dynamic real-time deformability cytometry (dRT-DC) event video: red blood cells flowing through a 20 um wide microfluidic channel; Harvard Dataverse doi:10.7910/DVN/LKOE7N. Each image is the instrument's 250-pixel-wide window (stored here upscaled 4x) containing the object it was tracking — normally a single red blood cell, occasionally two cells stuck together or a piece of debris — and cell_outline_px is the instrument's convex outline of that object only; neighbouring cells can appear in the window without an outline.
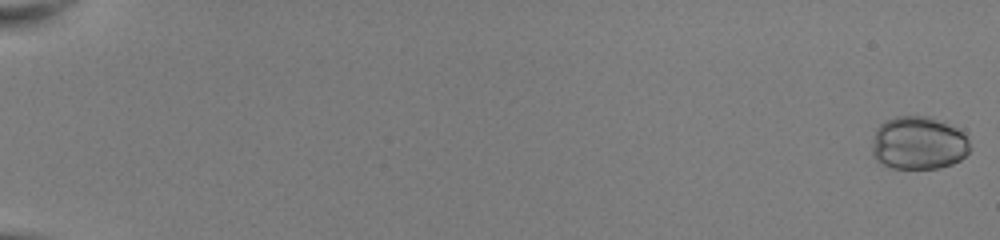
{"species": "common noctule bat (a hibernating species)", "species_latin": "Nyctalus noctula", "temperature_condition": "room temperature", "stored_images_in_passage": 53, "camera_frame_rate_fps": 3000, "um_per_image_px": 0.085, "animal": {"sex": "female", "body_mass_g": 22.0, "forearm_length_mm": 56.7}, "frame": {"image": 1, "passage_image": 1, "time_ms": 0.0, "image_size_px": [1000, 240], "cell_outline_px": [[968, 152], [960, 160], [952, 164], [940, 168], [892, 168], [880, 164], [872, 156], [872, 140], [876, 128], [880, 124], [896, 116], [928, 116], [956, 128], [968, 140]], "centroid_in_image_um": [78.01, 12.18], "position_along_channel_um": 7.0, "area_um2": 30.17}}
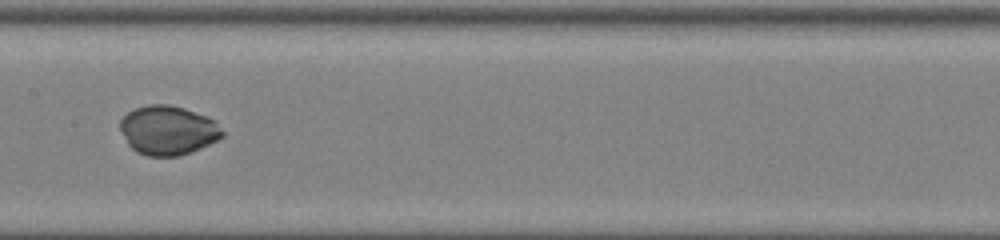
{"frame": {"image": 2, "passage_image": 30, "time_ms": 9.667, "image_size_px": [1000, 240], "cell_outline_px": [[224, 136], [192, 152], [176, 156], [148, 156], [136, 152], [128, 144], [120, 128], [120, 120], [128, 112], [136, 108], [148, 104], [168, 104], [184, 108], [216, 120], [224, 132]], "centroid_in_image_um": [14.29, 11.07], "position_along_channel_um": 193.1, "area_um2": 29.25}}
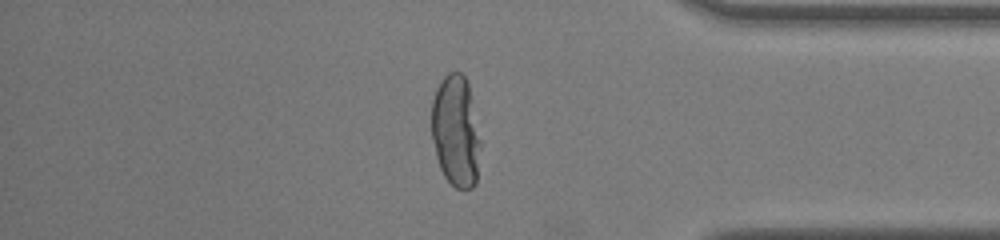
{"frame": {"image": 3, "passage_image": 46, "time_ms": 15.0, "image_size_px": [1000, 240], "cell_outline_px": [[480, 148], [476, 184], [472, 188], [464, 192], [456, 188], [444, 176], [440, 168], [436, 156], [432, 140], [432, 100], [436, 88], [440, 80], [448, 72], [460, 72], [464, 76], [468, 84], [480, 140]], "centroid_in_image_um": [38.73, 11.18], "position_along_channel_um": 396.5, "area_um2": 31.91}, "authors_computed_cell_mechanics": {"area_um2": 29.8248, "velocity_mm_per_s": 4.0686, "shape_relaxation_time_tau1_ms": 3.7576, "shape_relaxation_time_tau2_ms": null, "deformation_change_tau1": 0.0721, "deformation_change_tau2": null}}